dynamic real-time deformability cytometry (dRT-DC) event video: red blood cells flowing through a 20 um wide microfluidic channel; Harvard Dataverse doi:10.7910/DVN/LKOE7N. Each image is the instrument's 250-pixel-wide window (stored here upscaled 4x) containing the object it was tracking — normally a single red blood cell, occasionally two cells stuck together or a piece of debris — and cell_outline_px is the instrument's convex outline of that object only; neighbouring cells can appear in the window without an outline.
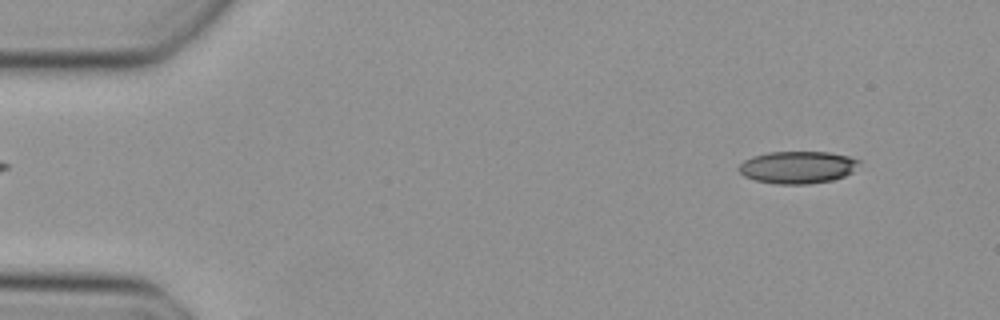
{"species": "Egyptian fruit bat (a non-hibernating species)", "species_latin": "Rousettus aegyptiacus", "temperature_condition": "cold", "stored_images_in_passage": 3, "camera_frame_rate_fps": 3000, "um_per_image_px": 0.085, "animal": {"sex": "female"}, "frame": {"image": 1, "passage_image": 2, "time_ms": 0.333, "image_size_px": [1000, 320], "cell_outline_px": [[860, 160], [852, 172], [844, 176], [832, 180], [808, 184], [776, 184], [756, 180], [744, 176], [740, 172], [740, 164], [744, 160], [752, 156], [768, 152], [828, 152], [848, 156]], "centroid_in_image_um": [67.79, 14.22], "position_along_channel_um": 17.2, "area_um2": 22.48}}